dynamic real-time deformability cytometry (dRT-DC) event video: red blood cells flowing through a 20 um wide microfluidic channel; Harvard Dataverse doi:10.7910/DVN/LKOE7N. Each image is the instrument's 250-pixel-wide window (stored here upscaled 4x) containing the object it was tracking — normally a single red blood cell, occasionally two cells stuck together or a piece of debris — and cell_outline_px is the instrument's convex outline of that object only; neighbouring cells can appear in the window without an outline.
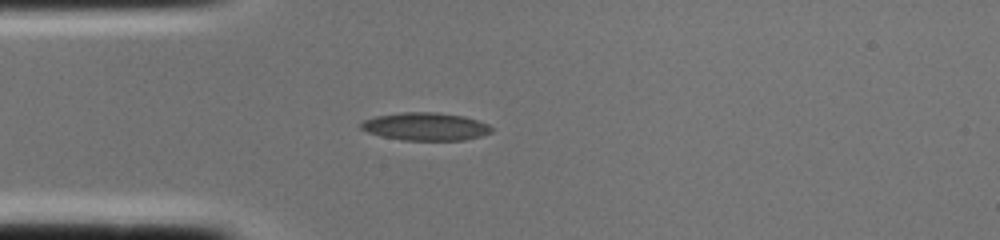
{"species": "common noctule bat (a hibernating species)", "species_latin": "Nyctalus noctula", "temperature_condition": "cold", "stored_images_in_passage": 1, "camera_frame_rate_fps": 3000, "um_per_image_px": 0.085, "animal": {"sex": "female", "body_mass_g": 22.0, "forearm_length_mm": 56.7}, "frame": {"image": 1, "passage_image": 1, "time_ms": 0.0, "image_size_px": [1000, 240], "cell_outline_px": [[492, 132], [480, 136], [464, 140], [400, 140], [380, 136], [368, 132], [360, 128], [360, 124], [364, 120], [376, 116], [404, 112], [436, 112], [464, 116], [488, 124], [492, 128]], "centroid_in_image_um": [36.16, 10.76], "position_along_channel_um": 48.8, "area_um2": 21.15}}